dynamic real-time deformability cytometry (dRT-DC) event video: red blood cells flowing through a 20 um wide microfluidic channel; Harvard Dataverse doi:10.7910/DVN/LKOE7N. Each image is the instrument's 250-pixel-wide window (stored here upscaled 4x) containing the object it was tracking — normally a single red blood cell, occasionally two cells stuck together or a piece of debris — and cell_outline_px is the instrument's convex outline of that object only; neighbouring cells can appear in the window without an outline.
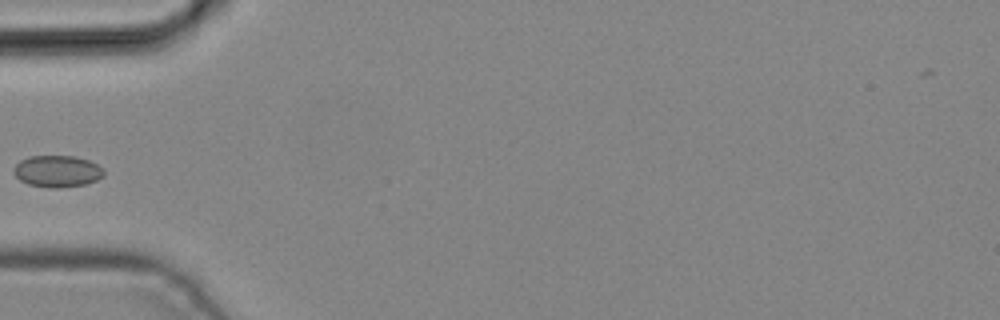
{"species": "common noctule bat (a hibernating species)", "species_latin": "Nyctalus noctula", "temperature_condition": "cold", "stored_images_in_passage": 3, "camera_frame_rate_fps": 3000, "um_per_image_px": 0.085, "animal": {"sex": "male", "body_mass_g": 19.2, "forearm_length_mm": 51.8}, "frame": {"image": 1, "passage_image": 3, "time_ms": 0.667, "image_size_px": [1000, 320], "cell_outline_px": [[104, 176], [96, 180], [84, 184], [56, 188], [48, 188], [28, 184], [20, 180], [12, 172], [12, 168], [20, 160], [28, 156], [72, 156], [88, 160], [104, 168]], "centroid_in_image_um": [4.84, 14.55], "position_along_channel_um": 80.2, "area_um2": 16.7}}